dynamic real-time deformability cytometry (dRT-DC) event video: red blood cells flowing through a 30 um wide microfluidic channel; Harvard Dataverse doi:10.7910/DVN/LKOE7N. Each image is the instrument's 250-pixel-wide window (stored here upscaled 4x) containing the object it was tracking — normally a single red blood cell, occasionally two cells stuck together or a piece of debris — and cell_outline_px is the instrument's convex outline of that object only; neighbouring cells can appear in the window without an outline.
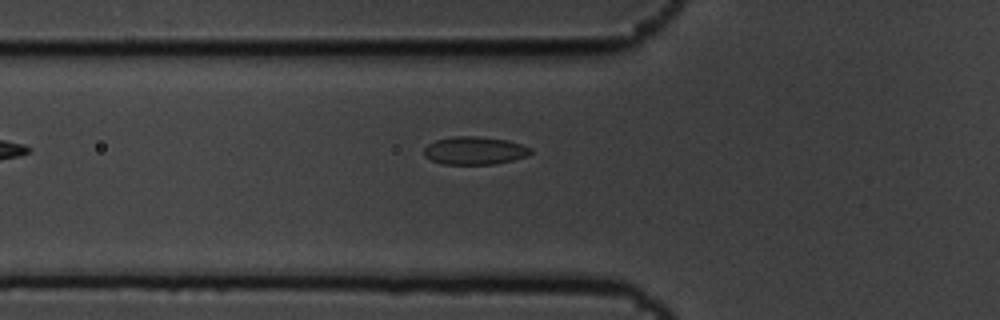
{"species": "common noctule bat (a hibernating species)", "species_latin": "Nyctalus noctula", "temperature_condition": "cold", "stored_images_in_passage": 6, "camera_frame_rate_fps": 3000, "um_per_image_px": 0.085, "animal": {"sex": "male", "body_mass_g": 19.5, "forearm_length_mm": 54.6}, "frame": {"image": 1, "passage_image": 6, "time_ms": 1.667, "image_size_px": [1000, 320], "cell_outline_px": [[532, 152], [528, 156], [512, 160], [492, 164], [440, 164], [424, 156], [424, 148], [428, 144], [436, 140], [452, 136], [476, 136], [508, 140], [532, 148]], "centroid_in_image_um": [40.33, 12.8], "position_along_channel_um": 85.5, "area_um2": 17.4}}